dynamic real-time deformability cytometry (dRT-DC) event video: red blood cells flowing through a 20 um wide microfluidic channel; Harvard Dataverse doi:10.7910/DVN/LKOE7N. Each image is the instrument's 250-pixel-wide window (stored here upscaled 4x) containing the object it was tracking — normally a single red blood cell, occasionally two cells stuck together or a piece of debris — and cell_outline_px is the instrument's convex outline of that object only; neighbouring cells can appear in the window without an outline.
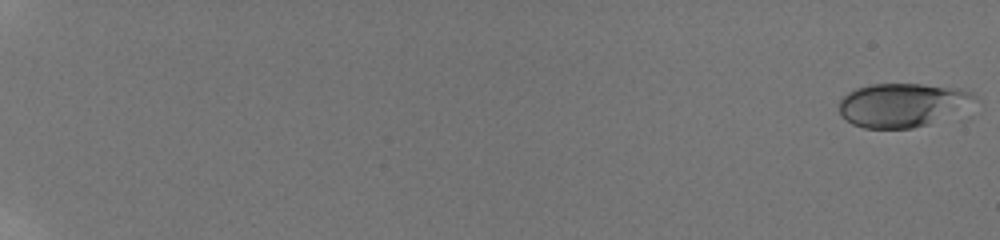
{"species": "human", "species_latin": "Homo sapiens", "temperature_condition": "room temperature", "stored_images_in_passage": 38, "camera_frame_rate_fps": 3000, "um_per_image_px": 0.085, "donor": {"sex": "male"}, "frame": {"image": 1, "passage_image": 1, "time_ms": 0.0, "image_size_px": [1000, 240], "cell_outline_px": [[980, 100], [928, 124], [912, 128], [864, 128], [852, 124], [840, 116], [840, 100], [848, 92], [856, 88], [872, 84], [920, 84], [960, 88], [972, 92]], "centroid_in_image_um": [76.68, 8.91], "position_along_channel_um": 8.3, "area_um2": 34.33}}
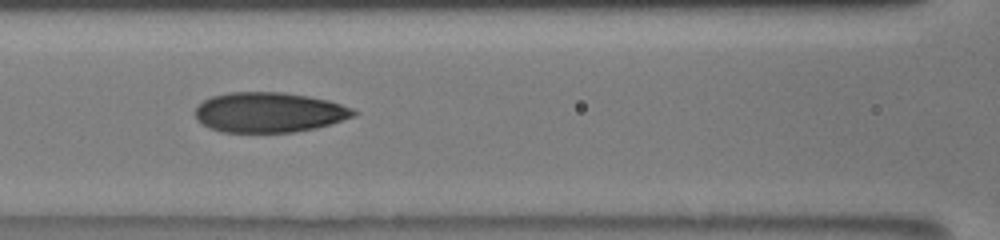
{"frame": {"image": 2, "passage_image": 20, "time_ms": 10.0, "image_size_px": [1000, 240], "cell_outline_px": [[360, 112], [356, 116], [332, 124], [316, 128], [292, 132], [220, 132], [208, 128], [196, 120], [196, 108], [204, 100], [212, 96], [228, 92], [284, 92], [308, 96], [328, 100], [352, 108]], "centroid_in_image_um": [22.89, 9.55], "position_along_channel_um": 143.7, "area_um2": 37.28}}
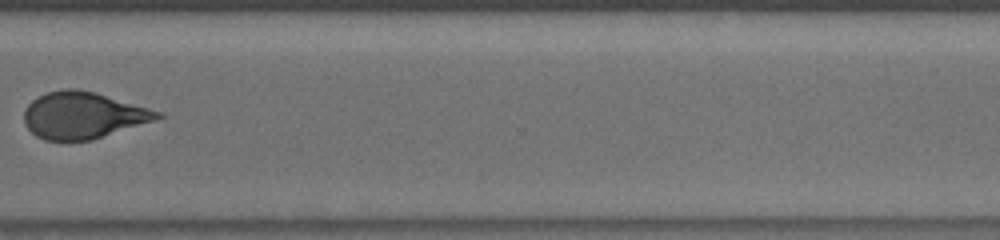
{"frame": {"image": 3, "passage_image": 34, "time_ms": 15.667, "image_size_px": [1000, 240], "cell_outline_px": [[164, 116], [156, 120], [92, 140], [44, 140], [36, 136], [24, 124], [24, 112], [28, 104], [32, 100], [48, 92], [64, 88], [76, 88], [96, 92], [148, 108], [160, 112]], "centroid_in_image_um": [7.05, 9.8], "position_along_channel_um": 363.6, "area_um2": 36.13}, "authors_computed_cell_mechanics": {"area_um2": 36.5585, "velocity_mm_per_s": 3.8752, "shape_relaxation_time_tau1_ms": 5.6429, "shape_relaxation_time_tau2_ms": 1.3965, "deformation_change_tau1": 0.1891, "deformation_change_tau2": 0.0854}}